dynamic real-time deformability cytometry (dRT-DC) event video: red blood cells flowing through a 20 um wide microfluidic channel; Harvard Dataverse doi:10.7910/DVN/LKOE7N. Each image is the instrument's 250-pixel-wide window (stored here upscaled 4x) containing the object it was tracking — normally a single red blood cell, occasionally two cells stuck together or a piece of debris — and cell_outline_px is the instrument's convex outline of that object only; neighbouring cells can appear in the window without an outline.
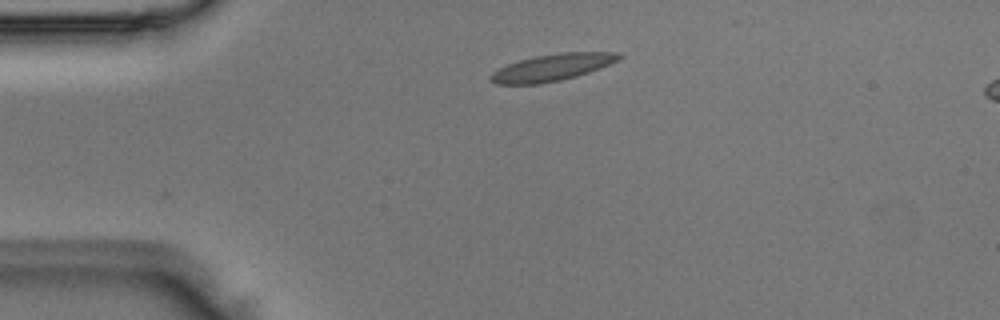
{"species": "Egyptian fruit bat (a non-hibernating species)", "species_latin": "Rousettus aegyptiacus", "temperature_condition": "room temperature", "stored_images_in_passage": 12, "camera_frame_rate_fps": 3000, "um_per_image_px": 0.085, "animal": {"sex": "male"}, "frame": {"image": 1, "passage_image": 1, "time_ms": 0.0, "image_size_px": [1000, 320], "cell_outline_px": [[624, 56], [620, 60], [600, 68], [576, 76], [560, 80], [540, 84], [496, 84], [488, 80], [488, 76], [492, 72], [508, 64], [520, 60], [536, 56], [560, 52], [620, 52]], "centroid_in_image_um": [46.95, 5.73], "position_along_channel_um": 38.1, "area_um2": 20.17}}
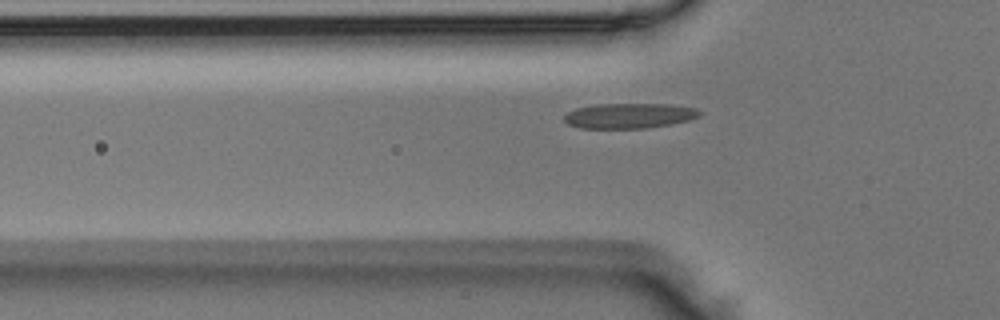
{"frame": {"image": 2, "passage_image": 6, "time_ms": 1.667, "image_size_px": [1000, 320], "cell_outline_px": [[700, 116], [688, 120], [672, 124], [644, 128], [580, 128], [568, 124], [564, 120], [564, 116], [568, 112], [576, 108], [596, 104], [668, 104], [696, 108], [700, 112]], "centroid_in_image_um": [53.47, 9.83], "position_along_channel_um": 72.3, "area_um2": 19.77}}
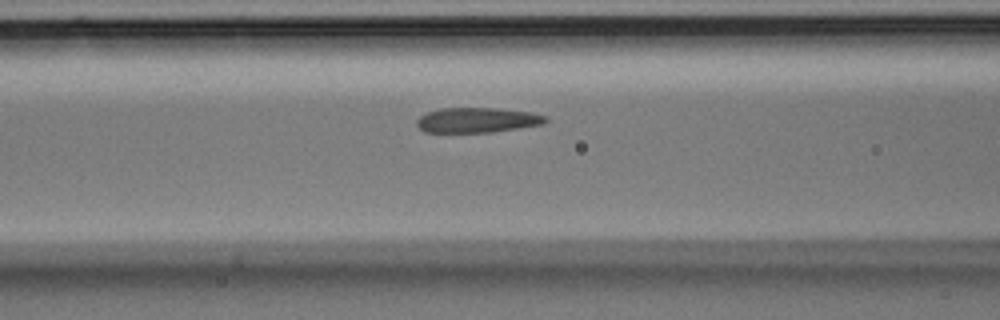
{"frame": {"image": 3, "passage_image": 10, "time_ms": 3.0, "image_size_px": [1000, 320], "cell_outline_px": [[548, 120], [544, 124], [520, 128], [492, 132], [424, 132], [416, 124], [416, 120], [420, 116], [428, 112], [440, 108], [496, 108], [532, 112], [548, 116]], "centroid_in_image_um": [40.6, 10.2], "position_along_channel_um": 126.0, "area_um2": 18.9}}